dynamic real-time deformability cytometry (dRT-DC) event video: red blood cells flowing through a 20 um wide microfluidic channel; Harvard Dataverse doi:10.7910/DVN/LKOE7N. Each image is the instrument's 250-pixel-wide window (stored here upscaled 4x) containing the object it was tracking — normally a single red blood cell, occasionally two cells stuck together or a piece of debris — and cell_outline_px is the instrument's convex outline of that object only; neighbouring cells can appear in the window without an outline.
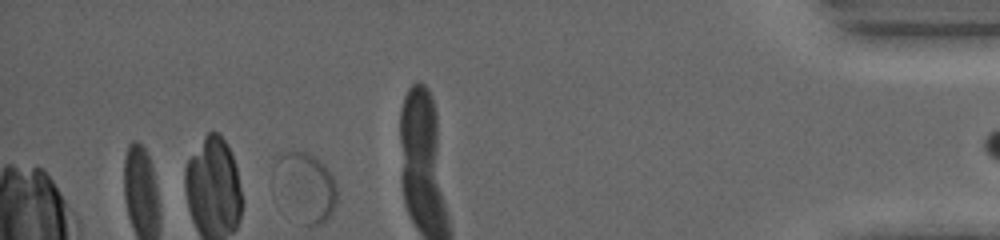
{"species": "common noctule bat (a hibernating species)", "species_latin": "Nyctalus noctula", "temperature_condition": "warm", "stored_images_in_passage": 19, "camera_frame_rate_fps": 4500, "um_per_image_px": 0.085, "animal": {"sex": "female", "body_mass_g": 19.0, "forearm_length_mm": 53.3}, "frame": {"image": 1, "passage_image": 17, "time_ms": 10.0, "image_size_px": [1000, 240], "cell_outline_px": [[332, 204], [328, 212], [316, 224], [304, 224], [300, 156], [312, 156], [324, 168], [332, 184]], "centroid_in_image_um": [26.77, 16.18], "position_along_channel_um": 408.4, "area_um2": 12.08}}